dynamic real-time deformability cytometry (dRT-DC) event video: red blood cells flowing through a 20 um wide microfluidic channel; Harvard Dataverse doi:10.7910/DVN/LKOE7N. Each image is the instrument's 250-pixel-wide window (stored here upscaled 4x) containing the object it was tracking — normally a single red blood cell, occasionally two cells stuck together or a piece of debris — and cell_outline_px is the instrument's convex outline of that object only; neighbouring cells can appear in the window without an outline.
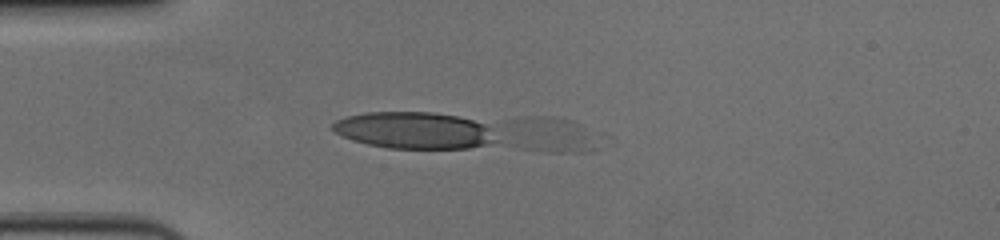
{"species": "human", "species_latin": "Homo sapiens", "temperature_condition": "cold", "stored_images_in_passage": 3, "segment_of_instrument_passage": [1, 2], "camera_frame_rate_fps": 3000, "um_per_image_px": 0.085, "donor": {"sex": "female"}, "frame": {"image": 1, "passage_image": 1, "time_ms": 0.0, "image_size_px": [1000, 240], "cell_outline_px": [[592, 152], [548, 152], [388, 148], [368, 144], [352, 140], [336, 132], [332, 128], [332, 124], [336, 120], [348, 116], [364, 112], [432, 112], [556, 116], [572, 120], [580, 124], [592, 148]], "centroid_in_image_um": [39.51, 11.2], "position_along_channel_um": 45.5, "area_um2": 62.14}}